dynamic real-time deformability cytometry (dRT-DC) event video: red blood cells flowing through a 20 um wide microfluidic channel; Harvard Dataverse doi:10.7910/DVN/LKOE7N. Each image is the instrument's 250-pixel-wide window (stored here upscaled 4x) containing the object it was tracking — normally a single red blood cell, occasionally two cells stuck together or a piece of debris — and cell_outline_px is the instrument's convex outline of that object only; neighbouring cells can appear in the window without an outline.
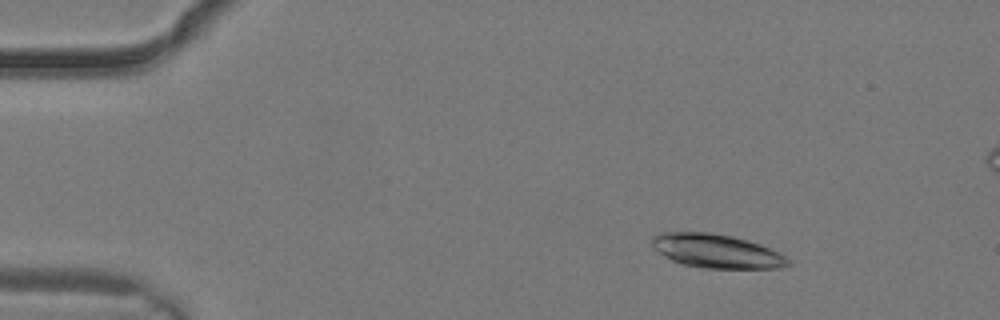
{"species": "common noctule bat (a hibernating species)", "species_latin": "Nyctalus noctula", "temperature_condition": "warm", "stored_images_in_passage": 3, "camera_frame_rate_fps": 3000, "um_per_image_px": 0.085, "animal": {"sex": "male", "body_mass_g": 19.2, "forearm_length_mm": 51.8}, "frame": {"image": 1, "passage_image": 1, "time_ms": 0.0, "image_size_px": [1000, 320], "cell_outline_px": [[792, 264], [780, 268], [708, 268], [684, 264], [672, 260], [664, 256], [652, 248], [652, 236], [660, 232], [708, 232], [732, 236], [748, 240], [760, 244], [780, 252], [792, 260]], "centroid_in_image_um": [60.94, 21.33], "position_along_channel_um": 24.1, "area_um2": 26.99}}